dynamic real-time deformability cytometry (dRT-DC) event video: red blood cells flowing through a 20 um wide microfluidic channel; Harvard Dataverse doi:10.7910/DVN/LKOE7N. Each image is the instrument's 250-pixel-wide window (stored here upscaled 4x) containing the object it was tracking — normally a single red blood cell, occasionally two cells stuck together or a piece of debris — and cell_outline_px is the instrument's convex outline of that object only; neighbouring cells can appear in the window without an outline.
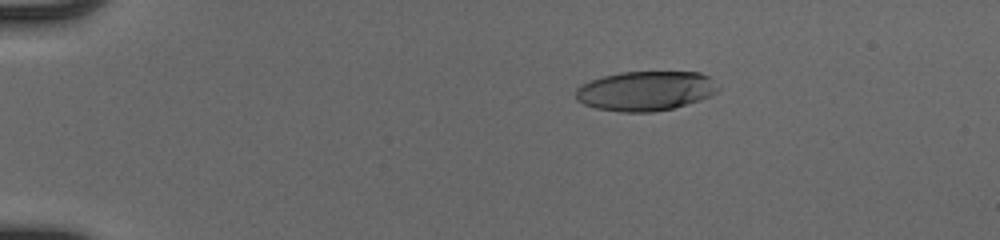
{"species": "human", "species_latin": "Homo sapiens", "temperature_condition": "cold", "stored_images_in_passage": 52, "camera_frame_rate_fps": 3000, "um_per_image_px": 0.085, "donor": {"sex": "male"}, "frame": {"image": 1, "passage_image": 11, "time_ms": 3.333, "image_size_px": [1000, 240], "cell_outline_px": [[720, 88], [716, 92], [700, 100], [672, 108], [652, 112], [620, 112], [596, 108], [584, 104], [576, 100], [576, 88], [580, 84], [604, 76], [620, 72], [700, 72], [708, 76]], "centroid_in_image_um": [54.85, 7.73], "position_along_channel_um": 30.2, "area_um2": 32.77}}
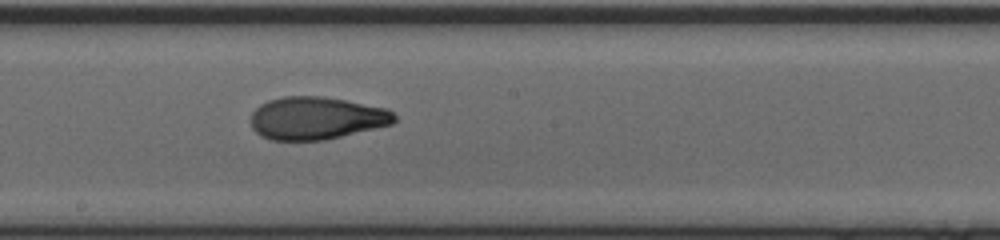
{"frame": {"image": 2, "passage_image": 31, "time_ms": 10.0, "image_size_px": [1000, 240], "cell_outline_px": [[396, 120], [392, 124], [324, 140], [272, 140], [260, 136], [252, 128], [252, 112], [260, 104], [268, 100], [284, 96], [324, 96], [388, 108], [396, 116]], "centroid_in_image_um": [26.89, 10.03], "position_along_channel_um": 221.3, "area_um2": 35.72}}
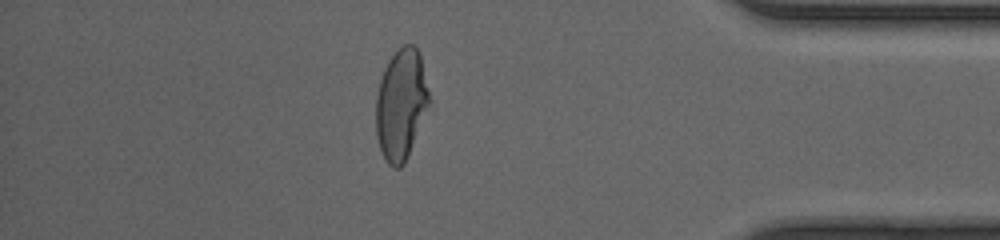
{"frame": {"image": 3, "passage_image": 46, "time_ms": 15.0, "image_size_px": [1000, 240], "cell_outline_px": [[432, 100], [404, 164], [400, 168], [392, 168], [388, 164], [380, 148], [376, 136], [376, 96], [380, 80], [384, 68], [388, 60], [404, 44], [412, 44], [420, 52]], "centroid_in_image_um": [34.11, 8.86], "position_along_channel_um": 401.1, "area_um2": 34.68}, "authors_computed_cell_mechanics": {"area_um2": 35.0268, "velocity_mm_per_s": 4.1524, "shape_relaxation_time_tau1_ms": 7.3446, "shape_relaxation_time_tau2_ms": 1.1268, "deformation_change_tau1": 0.2785, "deformation_change_tau2": 0.0737}}